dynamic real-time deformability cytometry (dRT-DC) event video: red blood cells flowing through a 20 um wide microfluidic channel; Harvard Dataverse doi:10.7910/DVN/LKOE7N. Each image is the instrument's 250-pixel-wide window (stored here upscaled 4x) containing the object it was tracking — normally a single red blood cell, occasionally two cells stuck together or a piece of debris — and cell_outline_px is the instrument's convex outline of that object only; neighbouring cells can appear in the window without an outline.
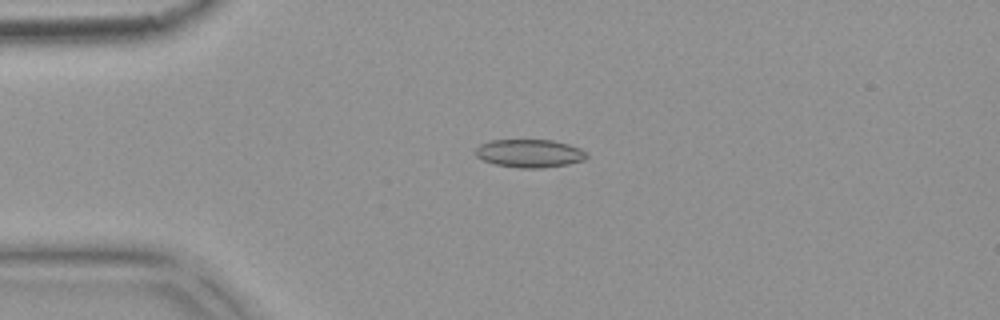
{"species": "common noctule bat (a hibernating species)", "species_latin": "Nyctalus noctula", "temperature_condition": "warm", "stored_images_in_passage": 54, "camera_frame_rate_fps": 3000, "um_per_image_px": 0.085, "animal": {"sex": "female", "body_mass_g": 18.4}, "frame": {"image": 1, "passage_image": 13, "time_ms": 4.0, "image_size_px": [1000, 320], "cell_outline_px": [[588, 156], [584, 160], [568, 164], [544, 168], [520, 168], [496, 164], [484, 160], [476, 156], [476, 148], [480, 144], [492, 140], [552, 140], [568, 144], [580, 148], [588, 152]], "centroid_in_image_um": [45.05, 13.03], "position_along_channel_um": 39.9, "area_um2": 18.21}}
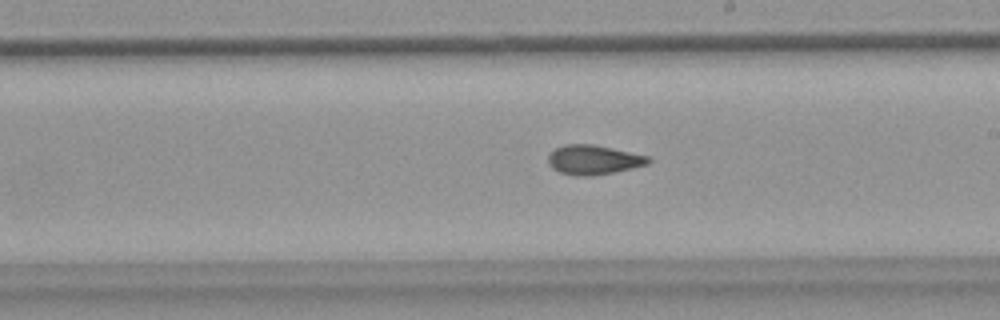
{"frame": {"image": 2, "passage_image": 31, "time_ms": 10.0, "image_size_px": [1000, 320], "cell_outline_px": [[652, 160], [648, 164], [632, 168], [592, 176], [576, 176], [560, 172], [552, 168], [548, 164], [548, 156], [556, 148], [564, 144], [592, 144], [612, 148], [648, 156]], "centroid_in_image_um": [50.43, 13.58], "position_along_channel_um": 238.6, "area_um2": 17.11}}
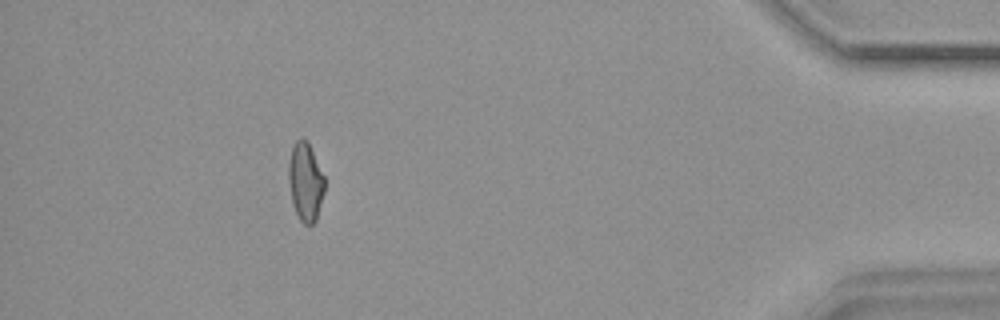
{"frame": {"image": 3, "passage_image": 49, "time_ms": 16.0, "image_size_px": [1000, 320], "cell_outline_px": [[324, 192], [316, 220], [312, 224], [304, 224], [300, 220], [292, 204], [288, 180], [288, 164], [292, 148], [296, 140], [300, 136], [308, 140], [324, 176]], "centroid_in_image_um": [25.95, 15.42], "position_along_channel_um": 409.2, "area_um2": 16.59}, "authors_computed_cell_mechanics": {"area_um2": 17.2822, "velocity_mm_per_s": 3.7606, "shape_relaxation_time_tau1_ms": null, "shape_relaxation_time_tau2_ms": 3.1756, "deformation_change_tau1": null, "deformation_change_tau2": 0.1001}}